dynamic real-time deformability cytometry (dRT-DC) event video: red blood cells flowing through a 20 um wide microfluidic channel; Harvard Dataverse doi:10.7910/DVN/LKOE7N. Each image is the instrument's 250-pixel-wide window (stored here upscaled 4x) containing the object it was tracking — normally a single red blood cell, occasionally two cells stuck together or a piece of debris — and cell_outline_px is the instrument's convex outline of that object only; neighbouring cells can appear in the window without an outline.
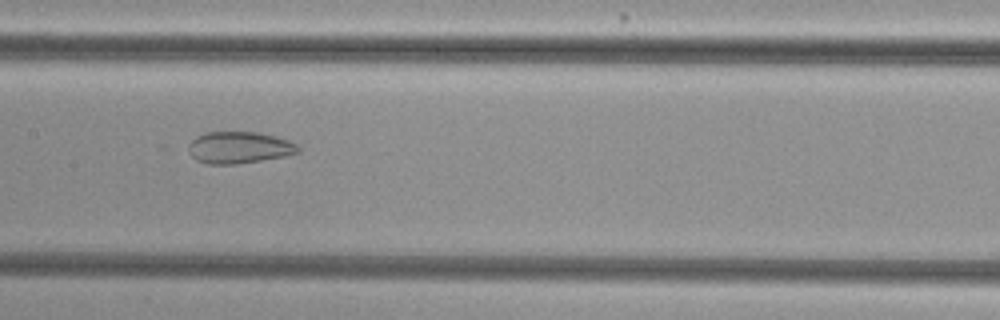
{"species": "common noctule bat (a hibernating species)", "species_latin": "Nyctalus noctula", "temperature_condition": "cold", "stored_images_in_passage": 27, "camera_frame_rate_fps": 3000, "um_per_image_px": 0.085, "animal": {"sex": "female", "body_mass_g": 29.2, "forearm_length_mm": 56.3}, "frame": {"image": 1, "passage_image": 11, "time_ms": 3.333, "image_size_px": [1000, 320], "cell_outline_px": [[300, 152], [284, 156], [260, 160], [232, 164], [208, 164], [196, 160], [188, 152], [188, 144], [196, 136], [204, 132], [256, 132], [276, 136], [288, 140], [296, 144], [300, 148]], "centroid_in_image_um": [20.3, 12.53], "position_along_channel_um": 187.1, "area_um2": 20.29}}
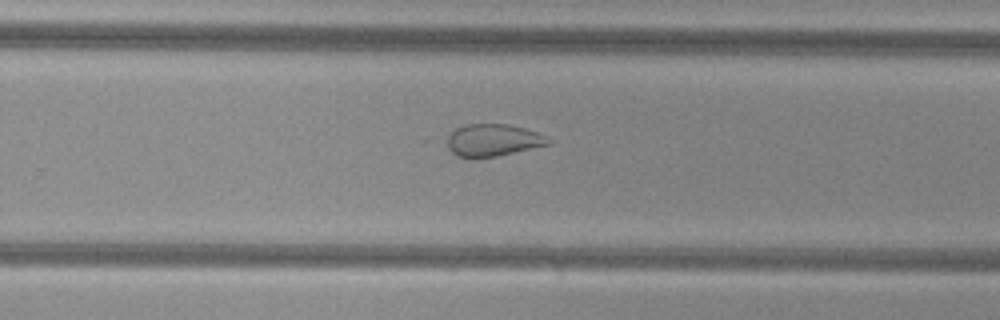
{"frame": {"image": 2, "passage_image": 19, "time_ms": 6.0, "image_size_px": [1000, 320], "cell_outline_px": [[552, 144], [496, 156], [456, 156], [448, 148], [448, 132], [464, 124], [508, 124], [524, 128], [548, 136], [552, 140]], "centroid_in_image_um": [41.94, 11.89], "position_along_channel_um": 287.9, "area_um2": 18.9}}
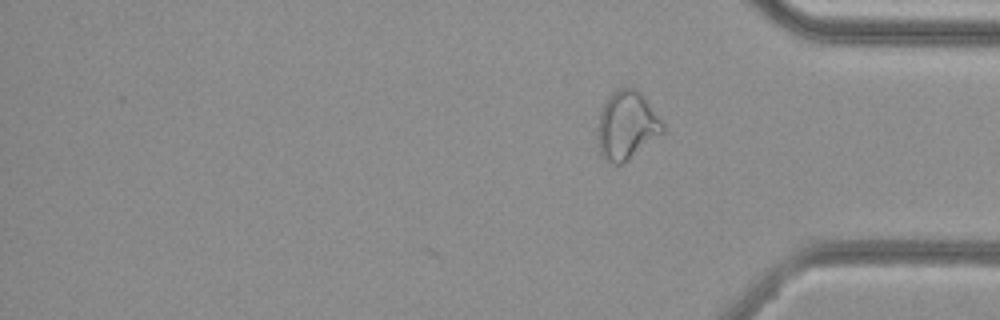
{"frame": {"image": 3, "passage_image": 27, "time_ms": 8.667, "image_size_px": [1000, 320], "cell_outline_px": [[664, 132], [624, 164], [608, 164], [600, 156], [596, 128], [600, 112], [608, 96], [612, 92], [620, 88], [636, 88], [644, 96], [664, 124]], "centroid_in_image_um": [53.24, 10.7], "position_along_channel_um": 382.0, "area_um2": 26.3}, "authors_computed_cell_mechanics": {"area_um2": 21.2126, "velocity_mm_per_s": 3.7949, "shape_relaxation_time_tau1_ms": null, "shape_relaxation_time_tau2_ms": 1.9532, "deformation_change_tau1": null, "deformation_change_tau2": 0.0814}}